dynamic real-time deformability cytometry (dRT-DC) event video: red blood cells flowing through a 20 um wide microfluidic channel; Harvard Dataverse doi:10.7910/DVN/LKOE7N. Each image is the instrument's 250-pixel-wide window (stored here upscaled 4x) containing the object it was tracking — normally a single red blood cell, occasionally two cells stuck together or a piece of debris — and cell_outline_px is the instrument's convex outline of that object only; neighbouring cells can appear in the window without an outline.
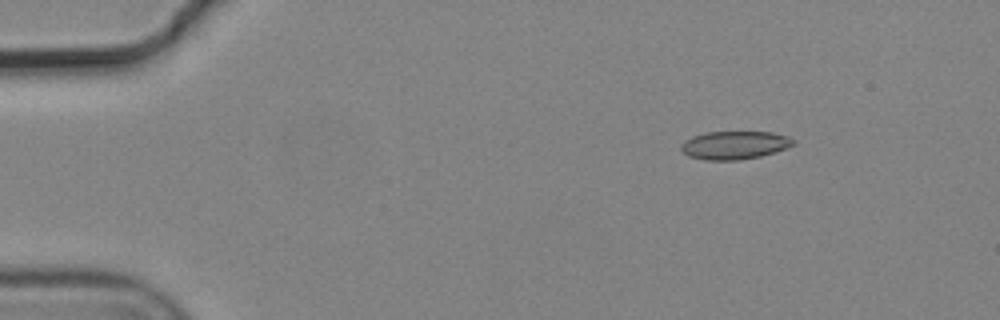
{"species": "common noctule bat (a hibernating species)", "species_latin": "Nyctalus noctula", "temperature_condition": "cold", "stored_images_in_passage": 4, "camera_frame_rate_fps": 3000, "um_per_image_px": 0.085, "animal": {"sex": "male", "body_mass_g": 19.2, "forearm_length_mm": 51.8}, "frame": {"image": 1, "passage_image": 2, "time_ms": 0.333, "image_size_px": [1000, 320], "cell_outline_px": [[796, 144], [760, 156], [740, 160], [704, 160], [688, 156], [680, 148], [680, 144], [684, 140], [692, 136], [704, 132], [772, 132], [788, 136], [796, 140]], "centroid_in_image_um": [62.41, 12.33], "position_along_channel_um": 22.6, "area_um2": 18.5}}